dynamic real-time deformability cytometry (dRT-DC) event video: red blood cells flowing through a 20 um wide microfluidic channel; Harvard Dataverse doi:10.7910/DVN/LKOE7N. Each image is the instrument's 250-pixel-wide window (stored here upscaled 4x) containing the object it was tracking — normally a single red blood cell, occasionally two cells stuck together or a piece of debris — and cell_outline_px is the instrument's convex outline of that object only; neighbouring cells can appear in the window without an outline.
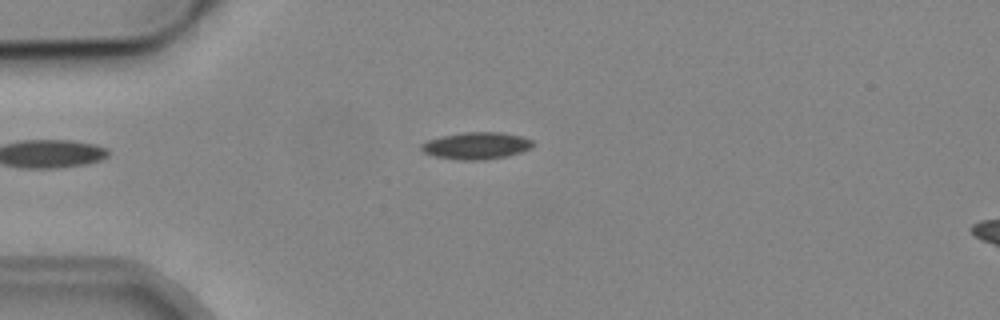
{"species": "common noctule bat (a hibernating species)", "species_latin": "Nyctalus noctula", "temperature_condition": "cold", "stored_images_in_passage": 3, "camera_frame_rate_fps": 3000, "um_per_image_px": 0.085, "animal": {"sex": "male", "body_mass_g": 19.2, "forearm_length_mm": 51.8}, "frame": {"image": 1, "passage_image": 1, "time_ms": 0.0, "image_size_px": [1000, 320], "cell_outline_px": [[532, 148], [520, 152], [504, 156], [480, 160], [460, 160], [436, 156], [424, 152], [420, 148], [420, 144], [428, 140], [440, 136], [464, 132], [500, 132], [520, 136], [532, 140]], "centroid_in_image_um": [40.46, 12.37], "position_along_channel_um": 44.5, "area_um2": 17.34}}